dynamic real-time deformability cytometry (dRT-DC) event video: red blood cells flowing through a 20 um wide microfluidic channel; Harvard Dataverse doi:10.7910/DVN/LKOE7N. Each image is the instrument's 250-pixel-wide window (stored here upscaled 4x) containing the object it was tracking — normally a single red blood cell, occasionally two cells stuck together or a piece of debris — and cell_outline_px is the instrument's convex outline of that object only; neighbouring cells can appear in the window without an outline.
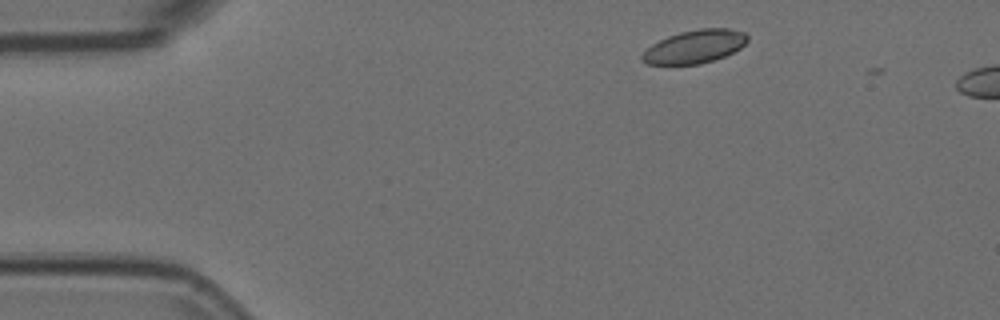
{"species": "Egyptian fruit bat (a non-hibernating species)", "species_latin": "Rousettus aegyptiacus", "temperature_condition": "room temperature", "stored_images_in_passage": 3, "camera_frame_rate_fps": 3000, "um_per_image_px": 0.085, "animal": {"sex": "female"}, "frame": {"image": 1, "passage_image": 1, "time_ms": 0.0, "image_size_px": [1000, 320], "cell_outline_px": [[748, 40], [740, 48], [724, 56], [712, 60], [696, 64], [648, 64], [640, 60], [640, 56], [652, 44], [668, 36], [680, 32], [700, 28], [732, 28], [744, 32], [748, 36]], "centroid_in_image_um": [59.05, 3.94], "position_along_channel_um": 25.9, "area_um2": 20.23}}